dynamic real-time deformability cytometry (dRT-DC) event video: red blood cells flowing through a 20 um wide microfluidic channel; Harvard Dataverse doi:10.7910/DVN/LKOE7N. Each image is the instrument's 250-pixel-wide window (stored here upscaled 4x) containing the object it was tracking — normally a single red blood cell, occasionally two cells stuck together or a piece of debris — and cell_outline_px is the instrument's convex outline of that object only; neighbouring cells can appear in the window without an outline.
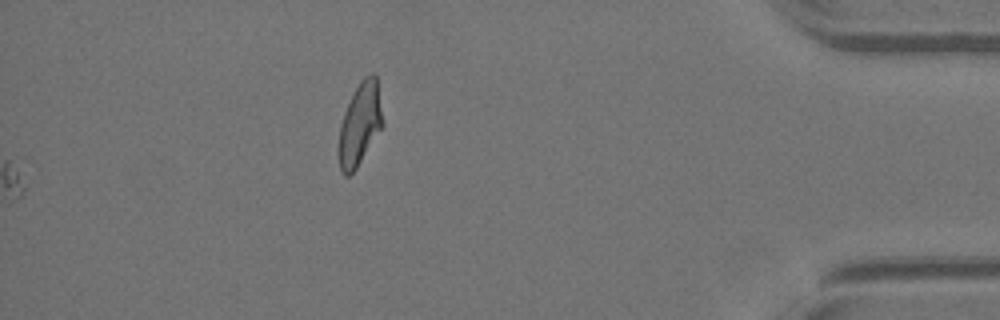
{"species": "Egyptian fruit bat (a non-hibernating species)", "species_latin": "Rousettus aegyptiacus", "temperature_condition": "warm", "stored_images_in_passage": 52, "segment_of_instrument_passage": [2, 2], "camera_frame_rate_fps": 3000, "um_per_image_px": 0.085, "animal": {"sex": "female"}, "frame": {"image": 1, "passage_image": 52, "time_ms": 17.0, "image_size_px": [1000, 320], "cell_outline_px": [[384, 124], [356, 168], [348, 176], [344, 176], [340, 172], [340, 124], [344, 112], [360, 80], [364, 76], [372, 72], [376, 76]], "centroid_in_image_um": [30.61, 10.52], "position_along_channel_um": 404.6, "area_um2": 20.63}}